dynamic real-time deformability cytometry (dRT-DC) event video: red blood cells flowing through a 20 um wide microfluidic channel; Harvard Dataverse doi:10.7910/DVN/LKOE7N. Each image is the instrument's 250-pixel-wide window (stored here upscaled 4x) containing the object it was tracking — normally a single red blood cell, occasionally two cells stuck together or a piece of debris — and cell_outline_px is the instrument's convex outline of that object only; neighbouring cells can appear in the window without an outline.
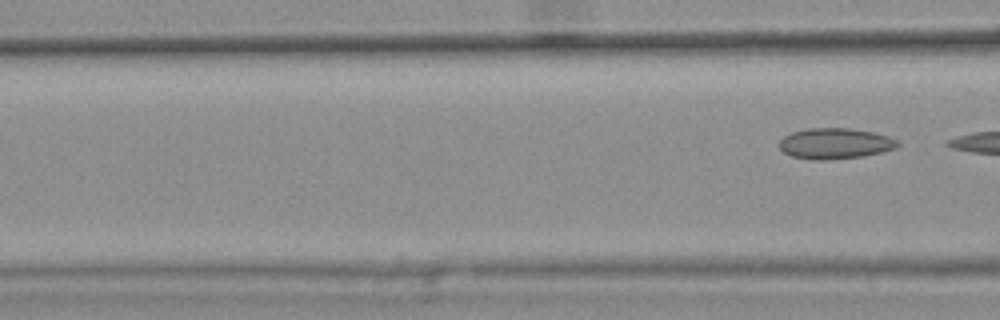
{"species": "common noctule bat (a hibernating species)", "species_latin": "Nyctalus noctula", "temperature_condition": "warm", "stored_images_in_passage": 8, "camera_frame_rate_fps": 3000, "um_per_image_px": 0.085, "animal": {"sex": "female", "body_mass_g": 25.1}, "frame": {"image": 1, "passage_image": 8, "time_ms": 2.333, "image_size_px": [1000, 320], "cell_outline_px": [[900, 144], [896, 148], [880, 152], [860, 156], [824, 160], [808, 160], [792, 156], [784, 152], [780, 148], [780, 140], [784, 136], [792, 132], [808, 128], [852, 128], [872, 132], [888, 136], [896, 140]], "centroid_in_image_um": [70.96, 12.19], "position_along_channel_um": 95.6, "area_um2": 21.1}}